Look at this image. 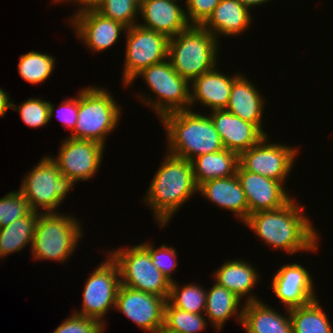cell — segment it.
<instances>
[{
    "mask_svg": "<svg viewBox=\"0 0 333 333\" xmlns=\"http://www.w3.org/2000/svg\"><path fill=\"white\" fill-rule=\"evenodd\" d=\"M302 209L291 199L279 209L250 214L244 224L275 250L292 255L304 250L314 252L319 235Z\"/></svg>",
    "mask_w": 333,
    "mask_h": 333,
    "instance_id": "obj_1",
    "label": "cell"
},
{
    "mask_svg": "<svg viewBox=\"0 0 333 333\" xmlns=\"http://www.w3.org/2000/svg\"><path fill=\"white\" fill-rule=\"evenodd\" d=\"M193 193H198V186L191 161L167 153L150 183L145 202L163 227Z\"/></svg>",
    "mask_w": 333,
    "mask_h": 333,
    "instance_id": "obj_2",
    "label": "cell"
},
{
    "mask_svg": "<svg viewBox=\"0 0 333 333\" xmlns=\"http://www.w3.org/2000/svg\"><path fill=\"white\" fill-rule=\"evenodd\" d=\"M166 129L168 153L191 161L197 156L224 149L211 118L188 110H180L160 118Z\"/></svg>",
    "mask_w": 333,
    "mask_h": 333,
    "instance_id": "obj_3",
    "label": "cell"
},
{
    "mask_svg": "<svg viewBox=\"0 0 333 333\" xmlns=\"http://www.w3.org/2000/svg\"><path fill=\"white\" fill-rule=\"evenodd\" d=\"M218 45L217 38L205 28L191 25L169 38L168 60L173 69L191 83L216 67Z\"/></svg>",
    "mask_w": 333,
    "mask_h": 333,
    "instance_id": "obj_4",
    "label": "cell"
},
{
    "mask_svg": "<svg viewBox=\"0 0 333 333\" xmlns=\"http://www.w3.org/2000/svg\"><path fill=\"white\" fill-rule=\"evenodd\" d=\"M77 95V122L68 137L93 140L105 146L106 135L118 126L121 108L105 88L87 87Z\"/></svg>",
    "mask_w": 333,
    "mask_h": 333,
    "instance_id": "obj_5",
    "label": "cell"
},
{
    "mask_svg": "<svg viewBox=\"0 0 333 333\" xmlns=\"http://www.w3.org/2000/svg\"><path fill=\"white\" fill-rule=\"evenodd\" d=\"M60 214V215H59ZM82 227L75 217L57 212H40L35 227L33 259L66 262L76 250Z\"/></svg>",
    "mask_w": 333,
    "mask_h": 333,
    "instance_id": "obj_6",
    "label": "cell"
},
{
    "mask_svg": "<svg viewBox=\"0 0 333 333\" xmlns=\"http://www.w3.org/2000/svg\"><path fill=\"white\" fill-rule=\"evenodd\" d=\"M74 185L68 176L62 175L51 157L46 156L24 176L19 190L33 211L42 207L48 213L55 212Z\"/></svg>",
    "mask_w": 333,
    "mask_h": 333,
    "instance_id": "obj_7",
    "label": "cell"
},
{
    "mask_svg": "<svg viewBox=\"0 0 333 333\" xmlns=\"http://www.w3.org/2000/svg\"><path fill=\"white\" fill-rule=\"evenodd\" d=\"M139 76L157 97L156 101L145 97L147 103L144 104H149L159 119L165 114L190 108V83L173 69L168 59L143 69L134 79Z\"/></svg>",
    "mask_w": 333,
    "mask_h": 333,
    "instance_id": "obj_8",
    "label": "cell"
},
{
    "mask_svg": "<svg viewBox=\"0 0 333 333\" xmlns=\"http://www.w3.org/2000/svg\"><path fill=\"white\" fill-rule=\"evenodd\" d=\"M110 251L107 255L118 266L120 285L168 300L171 282L152 264L149 252L141 244Z\"/></svg>",
    "mask_w": 333,
    "mask_h": 333,
    "instance_id": "obj_9",
    "label": "cell"
},
{
    "mask_svg": "<svg viewBox=\"0 0 333 333\" xmlns=\"http://www.w3.org/2000/svg\"><path fill=\"white\" fill-rule=\"evenodd\" d=\"M126 54L123 71L124 86L133 83L143 69L168 59L169 38L139 25L126 29Z\"/></svg>",
    "mask_w": 333,
    "mask_h": 333,
    "instance_id": "obj_10",
    "label": "cell"
},
{
    "mask_svg": "<svg viewBox=\"0 0 333 333\" xmlns=\"http://www.w3.org/2000/svg\"><path fill=\"white\" fill-rule=\"evenodd\" d=\"M86 280L83 290L82 311L76 314L94 318L104 324L102 317L110 308L115 309L116 295L120 286V273L110 255Z\"/></svg>",
    "mask_w": 333,
    "mask_h": 333,
    "instance_id": "obj_11",
    "label": "cell"
},
{
    "mask_svg": "<svg viewBox=\"0 0 333 333\" xmlns=\"http://www.w3.org/2000/svg\"><path fill=\"white\" fill-rule=\"evenodd\" d=\"M267 141L268 136H265L258 144L242 152L239 164L249 172L285 183L293 168L297 148Z\"/></svg>",
    "mask_w": 333,
    "mask_h": 333,
    "instance_id": "obj_12",
    "label": "cell"
},
{
    "mask_svg": "<svg viewBox=\"0 0 333 333\" xmlns=\"http://www.w3.org/2000/svg\"><path fill=\"white\" fill-rule=\"evenodd\" d=\"M104 146L93 140H77L68 137L51 158L62 175L68 176L74 183L87 181L94 176L103 159Z\"/></svg>",
    "mask_w": 333,
    "mask_h": 333,
    "instance_id": "obj_13",
    "label": "cell"
},
{
    "mask_svg": "<svg viewBox=\"0 0 333 333\" xmlns=\"http://www.w3.org/2000/svg\"><path fill=\"white\" fill-rule=\"evenodd\" d=\"M166 299L120 285L115 309L131 319L139 328L154 333L164 325Z\"/></svg>",
    "mask_w": 333,
    "mask_h": 333,
    "instance_id": "obj_14",
    "label": "cell"
},
{
    "mask_svg": "<svg viewBox=\"0 0 333 333\" xmlns=\"http://www.w3.org/2000/svg\"><path fill=\"white\" fill-rule=\"evenodd\" d=\"M236 175L247 198L248 216L258 211L279 209L292 199L280 181L249 172L240 164Z\"/></svg>",
    "mask_w": 333,
    "mask_h": 333,
    "instance_id": "obj_15",
    "label": "cell"
},
{
    "mask_svg": "<svg viewBox=\"0 0 333 333\" xmlns=\"http://www.w3.org/2000/svg\"><path fill=\"white\" fill-rule=\"evenodd\" d=\"M311 279L309 271L300 264H286L273 276L272 289L286 309H292L316 299Z\"/></svg>",
    "mask_w": 333,
    "mask_h": 333,
    "instance_id": "obj_16",
    "label": "cell"
},
{
    "mask_svg": "<svg viewBox=\"0 0 333 333\" xmlns=\"http://www.w3.org/2000/svg\"><path fill=\"white\" fill-rule=\"evenodd\" d=\"M70 20L75 29L74 33L94 52L113 46L120 33L127 29L122 23L103 16L97 10L76 14Z\"/></svg>",
    "mask_w": 333,
    "mask_h": 333,
    "instance_id": "obj_17",
    "label": "cell"
},
{
    "mask_svg": "<svg viewBox=\"0 0 333 333\" xmlns=\"http://www.w3.org/2000/svg\"><path fill=\"white\" fill-rule=\"evenodd\" d=\"M209 117L219 133L224 149L238 155L258 144L266 136L256 125L242 120L226 109L214 110Z\"/></svg>",
    "mask_w": 333,
    "mask_h": 333,
    "instance_id": "obj_18",
    "label": "cell"
},
{
    "mask_svg": "<svg viewBox=\"0 0 333 333\" xmlns=\"http://www.w3.org/2000/svg\"><path fill=\"white\" fill-rule=\"evenodd\" d=\"M139 13L146 24L140 26L174 37L191 26L186 11L173 0H144L139 3Z\"/></svg>",
    "mask_w": 333,
    "mask_h": 333,
    "instance_id": "obj_19",
    "label": "cell"
},
{
    "mask_svg": "<svg viewBox=\"0 0 333 333\" xmlns=\"http://www.w3.org/2000/svg\"><path fill=\"white\" fill-rule=\"evenodd\" d=\"M241 74H235L232 77L219 72L216 67L201 76H198L190 83V107L200 101V104L214 110L226 109L233 82ZM193 91V92H192Z\"/></svg>",
    "mask_w": 333,
    "mask_h": 333,
    "instance_id": "obj_20",
    "label": "cell"
},
{
    "mask_svg": "<svg viewBox=\"0 0 333 333\" xmlns=\"http://www.w3.org/2000/svg\"><path fill=\"white\" fill-rule=\"evenodd\" d=\"M198 192L217 206L233 212L237 220H247V198L236 174L205 181L198 186Z\"/></svg>",
    "mask_w": 333,
    "mask_h": 333,
    "instance_id": "obj_21",
    "label": "cell"
},
{
    "mask_svg": "<svg viewBox=\"0 0 333 333\" xmlns=\"http://www.w3.org/2000/svg\"><path fill=\"white\" fill-rule=\"evenodd\" d=\"M251 18L249 8L238 0H221L201 26L218 40L219 34L235 36L244 32L251 25Z\"/></svg>",
    "mask_w": 333,
    "mask_h": 333,
    "instance_id": "obj_22",
    "label": "cell"
},
{
    "mask_svg": "<svg viewBox=\"0 0 333 333\" xmlns=\"http://www.w3.org/2000/svg\"><path fill=\"white\" fill-rule=\"evenodd\" d=\"M258 92L248 78L240 75L233 82L226 110L242 120L256 125L267 136L262 128L265 99Z\"/></svg>",
    "mask_w": 333,
    "mask_h": 333,
    "instance_id": "obj_23",
    "label": "cell"
},
{
    "mask_svg": "<svg viewBox=\"0 0 333 333\" xmlns=\"http://www.w3.org/2000/svg\"><path fill=\"white\" fill-rule=\"evenodd\" d=\"M241 326L246 333H293L289 309L287 317L279 314L262 301L248 302L243 305Z\"/></svg>",
    "mask_w": 333,
    "mask_h": 333,
    "instance_id": "obj_24",
    "label": "cell"
},
{
    "mask_svg": "<svg viewBox=\"0 0 333 333\" xmlns=\"http://www.w3.org/2000/svg\"><path fill=\"white\" fill-rule=\"evenodd\" d=\"M255 270L251 264L242 261V259L227 260L215 271L214 280L216 279L215 282L232 291L240 299L246 295L249 296L245 297L247 300L244 303L255 302L259 301V298L250 295L260 278Z\"/></svg>",
    "mask_w": 333,
    "mask_h": 333,
    "instance_id": "obj_25",
    "label": "cell"
},
{
    "mask_svg": "<svg viewBox=\"0 0 333 333\" xmlns=\"http://www.w3.org/2000/svg\"><path fill=\"white\" fill-rule=\"evenodd\" d=\"M196 185L218 178H227L236 174L239 155L228 149L207 153L191 160Z\"/></svg>",
    "mask_w": 333,
    "mask_h": 333,
    "instance_id": "obj_26",
    "label": "cell"
},
{
    "mask_svg": "<svg viewBox=\"0 0 333 333\" xmlns=\"http://www.w3.org/2000/svg\"><path fill=\"white\" fill-rule=\"evenodd\" d=\"M240 300L232 291L220 286L217 282L207 291L204 313L208 316V320L212 322L211 324L214 325L213 327L217 332L221 331L222 325L231 316L235 315L237 321L241 324L243 307L239 309Z\"/></svg>",
    "mask_w": 333,
    "mask_h": 333,
    "instance_id": "obj_27",
    "label": "cell"
},
{
    "mask_svg": "<svg viewBox=\"0 0 333 333\" xmlns=\"http://www.w3.org/2000/svg\"><path fill=\"white\" fill-rule=\"evenodd\" d=\"M39 213L32 210L28 215L0 228V258L22 250L29 243L32 247Z\"/></svg>",
    "mask_w": 333,
    "mask_h": 333,
    "instance_id": "obj_28",
    "label": "cell"
},
{
    "mask_svg": "<svg viewBox=\"0 0 333 333\" xmlns=\"http://www.w3.org/2000/svg\"><path fill=\"white\" fill-rule=\"evenodd\" d=\"M317 299L289 309L293 333H333L326 312Z\"/></svg>",
    "mask_w": 333,
    "mask_h": 333,
    "instance_id": "obj_29",
    "label": "cell"
},
{
    "mask_svg": "<svg viewBox=\"0 0 333 333\" xmlns=\"http://www.w3.org/2000/svg\"><path fill=\"white\" fill-rule=\"evenodd\" d=\"M54 67V57L36 51L21 55L18 63L21 78L31 84H38L47 80Z\"/></svg>",
    "mask_w": 333,
    "mask_h": 333,
    "instance_id": "obj_30",
    "label": "cell"
},
{
    "mask_svg": "<svg viewBox=\"0 0 333 333\" xmlns=\"http://www.w3.org/2000/svg\"><path fill=\"white\" fill-rule=\"evenodd\" d=\"M177 282L170 284V293L168 302L179 309L185 310L193 314H200L205 311L207 290H203L201 286L189 284L179 288Z\"/></svg>",
    "mask_w": 333,
    "mask_h": 333,
    "instance_id": "obj_31",
    "label": "cell"
},
{
    "mask_svg": "<svg viewBox=\"0 0 333 333\" xmlns=\"http://www.w3.org/2000/svg\"><path fill=\"white\" fill-rule=\"evenodd\" d=\"M203 315L176 308L166 301L163 326L176 333H198L207 325Z\"/></svg>",
    "mask_w": 333,
    "mask_h": 333,
    "instance_id": "obj_32",
    "label": "cell"
},
{
    "mask_svg": "<svg viewBox=\"0 0 333 333\" xmlns=\"http://www.w3.org/2000/svg\"><path fill=\"white\" fill-rule=\"evenodd\" d=\"M11 108L20 112L23 122L32 128L45 126L54 115L55 109L52 103L40 98H29L17 107H14V104L11 103Z\"/></svg>",
    "mask_w": 333,
    "mask_h": 333,
    "instance_id": "obj_33",
    "label": "cell"
},
{
    "mask_svg": "<svg viewBox=\"0 0 333 333\" xmlns=\"http://www.w3.org/2000/svg\"><path fill=\"white\" fill-rule=\"evenodd\" d=\"M97 11L128 28L137 25L135 19H138L139 15V2L137 0H104Z\"/></svg>",
    "mask_w": 333,
    "mask_h": 333,
    "instance_id": "obj_34",
    "label": "cell"
},
{
    "mask_svg": "<svg viewBox=\"0 0 333 333\" xmlns=\"http://www.w3.org/2000/svg\"><path fill=\"white\" fill-rule=\"evenodd\" d=\"M32 211L21 191H11L0 198V228L11 224Z\"/></svg>",
    "mask_w": 333,
    "mask_h": 333,
    "instance_id": "obj_35",
    "label": "cell"
},
{
    "mask_svg": "<svg viewBox=\"0 0 333 333\" xmlns=\"http://www.w3.org/2000/svg\"><path fill=\"white\" fill-rule=\"evenodd\" d=\"M150 244V245H149ZM150 254L152 264L172 283L174 280L171 278L172 272L177 267V253L173 247L161 245L154 248L151 243L141 244Z\"/></svg>",
    "mask_w": 333,
    "mask_h": 333,
    "instance_id": "obj_36",
    "label": "cell"
},
{
    "mask_svg": "<svg viewBox=\"0 0 333 333\" xmlns=\"http://www.w3.org/2000/svg\"><path fill=\"white\" fill-rule=\"evenodd\" d=\"M106 324L99 320L73 314L62 322L53 333H103Z\"/></svg>",
    "mask_w": 333,
    "mask_h": 333,
    "instance_id": "obj_37",
    "label": "cell"
},
{
    "mask_svg": "<svg viewBox=\"0 0 333 333\" xmlns=\"http://www.w3.org/2000/svg\"><path fill=\"white\" fill-rule=\"evenodd\" d=\"M221 0H185L186 16L191 25L201 26Z\"/></svg>",
    "mask_w": 333,
    "mask_h": 333,
    "instance_id": "obj_38",
    "label": "cell"
},
{
    "mask_svg": "<svg viewBox=\"0 0 333 333\" xmlns=\"http://www.w3.org/2000/svg\"><path fill=\"white\" fill-rule=\"evenodd\" d=\"M78 114V96L77 98L66 99L61 102V105L56 110V117L65 125L71 132L74 130L77 122Z\"/></svg>",
    "mask_w": 333,
    "mask_h": 333,
    "instance_id": "obj_39",
    "label": "cell"
},
{
    "mask_svg": "<svg viewBox=\"0 0 333 333\" xmlns=\"http://www.w3.org/2000/svg\"><path fill=\"white\" fill-rule=\"evenodd\" d=\"M63 1H65V2L69 1L72 3H73V1L74 2L76 1L75 3L78 2L79 6H80V4H82L81 7H79V10L77 9V11H76L77 13H75L73 15V17H74L76 14H79V13H82L85 11L97 10L101 6V4L103 3L104 0H62V2Z\"/></svg>",
    "mask_w": 333,
    "mask_h": 333,
    "instance_id": "obj_40",
    "label": "cell"
},
{
    "mask_svg": "<svg viewBox=\"0 0 333 333\" xmlns=\"http://www.w3.org/2000/svg\"><path fill=\"white\" fill-rule=\"evenodd\" d=\"M7 94L2 88H0V118L4 116L6 111L11 108V101Z\"/></svg>",
    "mask_w": 333,
    "mask_h": 333,
    "instance_id": "obj_41",
    "label": "cell"
},
{
    "mask_svg": "<svg viewBox=\"0 0 333 333\" xmlns=\"http://www.w3.org/2000/svg\"><path fill=\"white\" fill-rule=\"evenodd\" d=\"M238 1L241 2L243 5H245L246 7L250 8L259 4L266 3L270 0H238Z\"/></svg>",
    "mask_w": 333,
    "mask_h": 333,
    "instance_id": "obj_42",
    "label": "cell"
},
{
    "mask_svg": "<svg viewBox=\"0 0 333 333\" xmlns=\"http://www.w3.org/2000/svg\"><path fill=\"white\" fill-rule=\"evenodd\" d=\"M154 333H176V332H173V331L167 329L166 327L161 326Z\"/></svg>",
    "mask_w": 333,
    "mask_h": 333,
    "instance_id": "obj_43",
    "label": "cell"
},
{
    "mask_svg": "<svg viewBox=\"0 0 333 333\" xmlns=\"http://www.w3.org/2000/svg\"><path fill=\"white\" fill-rule=\"evenodd\" d=\"M61 1H62V0H54L55 3H56V2H57V3H62Z\"/></svg>",
    "mask_w": 333,
    "mask_h": 333,
    "instance_id": "obj_44",
    "label": "cell"
}]
</instances>
